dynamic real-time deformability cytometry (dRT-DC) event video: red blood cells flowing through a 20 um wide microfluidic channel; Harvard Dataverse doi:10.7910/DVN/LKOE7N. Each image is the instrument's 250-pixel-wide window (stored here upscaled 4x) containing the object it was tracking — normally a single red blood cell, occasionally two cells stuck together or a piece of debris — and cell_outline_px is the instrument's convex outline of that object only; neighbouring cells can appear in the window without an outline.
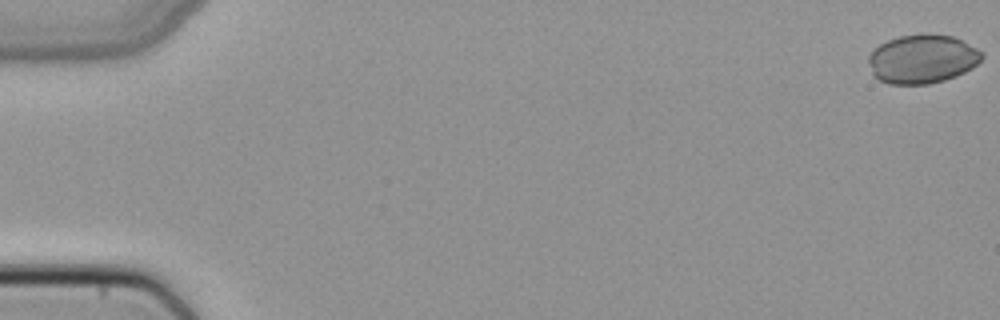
{"species": "common noctule bat (a hibernating species)", "species_latin": "Nyctalus noctula", "temperature_condition": "cold", "stored_images_in_passage": 9, "camera_frame_rate_fps": 3000, "um_per_image_px": 0.085, "animal": {"sex": "female", "body_mass_g": 22.7, "forearm_length_mm": 54.2}, "frame": {"image": 1, "passage_image": 1, "time_ms": 0.0, "image_size_px": [1000, 320], "cell_outline_px": [[984, 56], [972, 68], [956, 76], [944, 80], [928, 84], [888, 84], [872, 76], [868, 60], [868, 56], [880, 44], [888, 40], [900, 36], [952, 36], [976, 48]], "centroid_in_image_um": [78.36, 5.06], "position_along_channel_um": 6.6, "area_um2": 31.56}}